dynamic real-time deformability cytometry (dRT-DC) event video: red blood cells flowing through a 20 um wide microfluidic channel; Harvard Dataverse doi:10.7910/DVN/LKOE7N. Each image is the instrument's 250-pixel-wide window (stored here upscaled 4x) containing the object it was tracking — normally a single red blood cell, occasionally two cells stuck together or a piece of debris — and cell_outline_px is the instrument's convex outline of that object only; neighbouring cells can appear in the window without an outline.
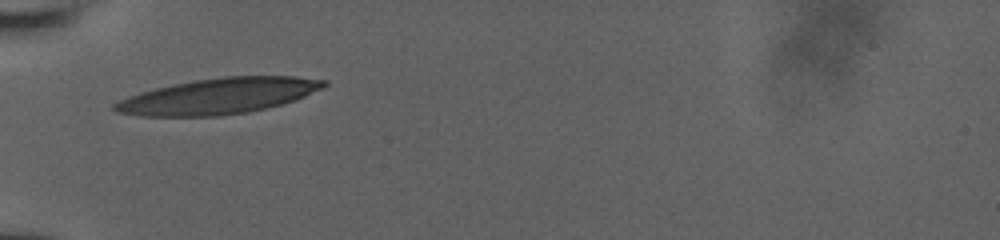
{"species": "human", "species_latin": "Homo sapiens", "temperature_condition": "room temperature", "stored_images_in_passage": 2, "camera_frame_rate_fps": 3000, "um_per_image_px": 0.085, "donor": {"sex": "male"}, "frame": {"image": 1, "passage_image": 1, "time_ms": 0.0, "image_size_px": [1000, 240], "cell_outline_px": [[328, 84], [324, 88], [296, 100], [248, 112], [220, 116], [140, 116], [116, 112], [112, 108], [112, 104], [128, 96], [140, 92], [172, 84], [192, 80], [224, 76], [296, 76], [328, 80]], "centroid_in_image_um": [18.59, 8.16], "position_along_channel_um": 66.4, "area_um2": 43.81}}